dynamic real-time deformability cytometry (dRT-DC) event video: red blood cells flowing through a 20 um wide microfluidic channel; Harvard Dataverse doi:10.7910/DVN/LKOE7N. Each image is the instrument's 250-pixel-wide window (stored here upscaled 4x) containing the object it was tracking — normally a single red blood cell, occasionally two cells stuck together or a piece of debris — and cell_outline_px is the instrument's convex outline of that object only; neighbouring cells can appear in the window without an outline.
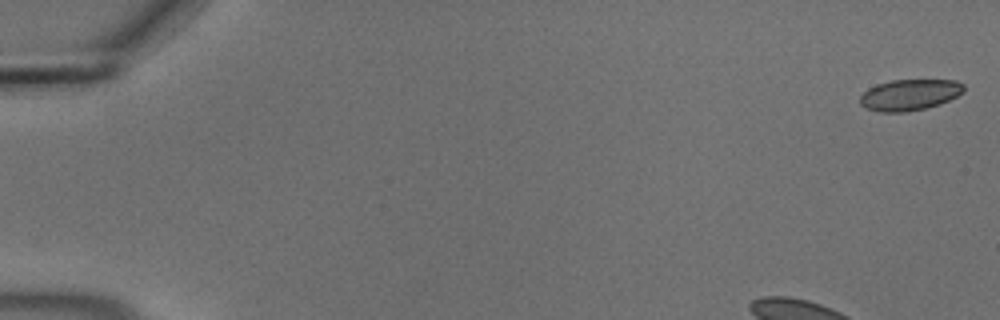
{"species": "common noctule bat (a hibernating species)", "species_latin": "Nyctalus noctula", "temperature_condition": "cold", "stored_images_in_passage": 53, "camera_frame_rate_fps": 3000, "um_per_image_px": 0.085, "animal": {"sex": "male", "body_mass_g": 18.8}, "frame": {"image": 1, "passage_image": 1, "time_ms": 0.0, "image_size_px": [1000, 320], "cell_outline_px": [[964, 92], [940, 104], [908, 112], [880, 112], [868, 108], [860, 104], [860, 96], [868, 88], [876, 84], [892, 80], [956, 80], [964, 84]], "centroid_in_image_um": [77.32, 8.05], "position_along_channel_um": 7.7, "area_um2": 18.79}}
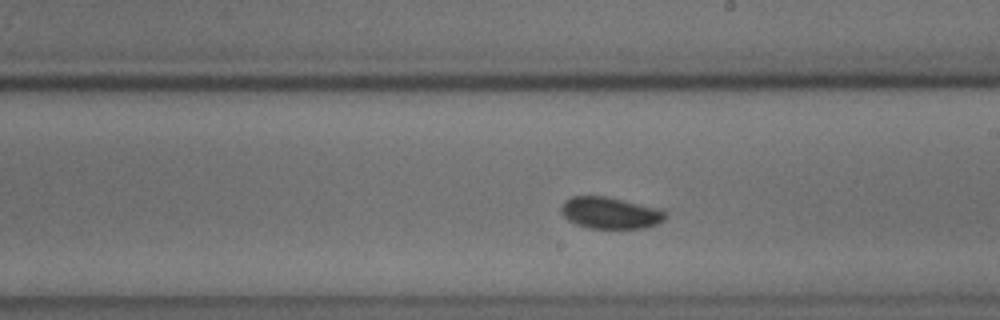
{"frame": {"image": 2, "passage_image": 29, "time_ms": 9.333, "image_size_px": [1000, 320], "cell_outline_px": [[668, 216], [664, 220], [656, 224], [644, 228], [588, 228], [576, 224], [568, 220], [560, 212], [560, 208], [564, 200], [572, 196], [608, 196], [656, 208], [668, 212]], "centroid_in_image_um": [51.85, 18.09], "position_along_channel_um": 237.2, "area_um2": 19.31}}
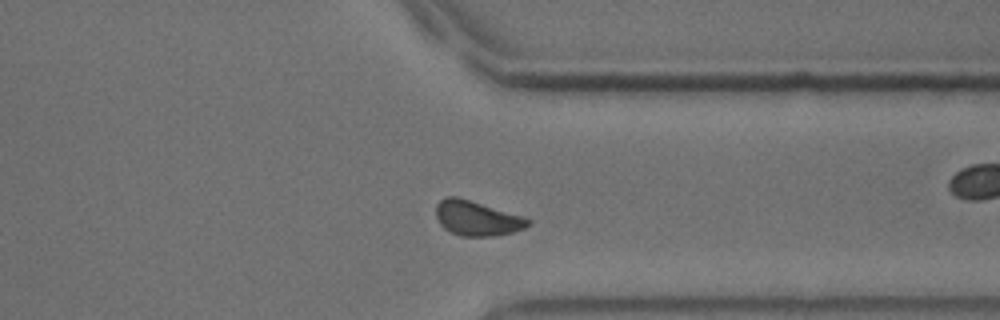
{"frame": {"image": 3, "passage_image": 40, "time_ms": 13.0, "image_size_px": [1000, 320], "cell_outline_px": [[532, 224], [524, 228], [512, 232], [496, 236], [464, 236], [448, 232], [440, 224], [436, 216], [436, 204], [444, 196], [460, 196], [524, 216], [532, 220]], "centroid_in_image_um": [40.55, 18.53], "position_along_channel_um": 370.9, "area_um2": 19.13}, "authors_computed_cell_mechanics": {"area_um2": 18.6694, "velocity_mm_per_s": 3.6483, "shape_relaxation_time_tau1_ms": 4.3274, "shape_relaxation_time_tau2_ms": null, "deformation_change_tau1": 0.0731, "deformation_change_tau2": null}}